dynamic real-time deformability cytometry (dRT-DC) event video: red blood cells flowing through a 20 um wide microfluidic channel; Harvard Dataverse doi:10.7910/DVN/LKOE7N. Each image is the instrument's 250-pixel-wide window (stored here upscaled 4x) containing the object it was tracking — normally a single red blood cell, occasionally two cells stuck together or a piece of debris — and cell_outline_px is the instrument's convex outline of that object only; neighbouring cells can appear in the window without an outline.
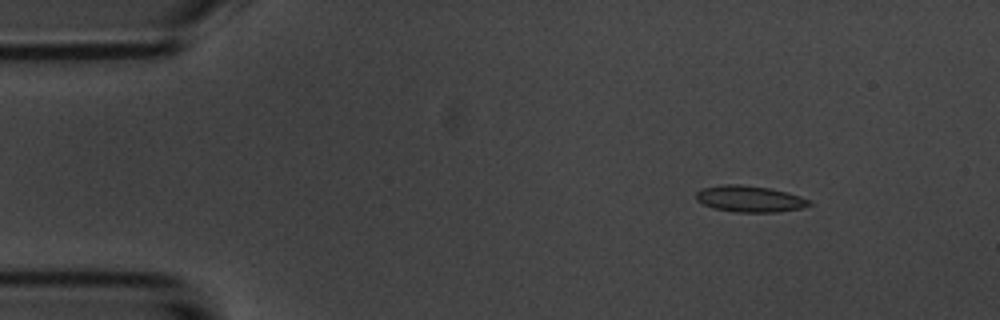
{"species": "common noctule bat (a hibernating species)", "species_latin": "Nyctalus noctula", "temperature_condition": "room temperature", "stored_images_in_passage": 7, "camera_frame_rate_fps": 3000, "um_per_image_px": 0.085, "animal": {"sex": "male", "body_mass_g": 20.1, "forearm_length_mm": 53.5}, "frame": {"image": 1, "passage_image": 2, "time_ms": 1.333, "image_size_px": [1000, 320], "cell_outline_px": [[812, 204], [800, 208], [776, 212], [736, 212], [712, 208], [696, 200], [696, 192], [704, 188], [724, 184], [740, 184], [768, 188], [788, 192], [800, 196], [808, 200]], "centroid_in_image_um": [63.7, 16.9], "position_along_channel_um": 21.3, "area_um2": 17.22}}
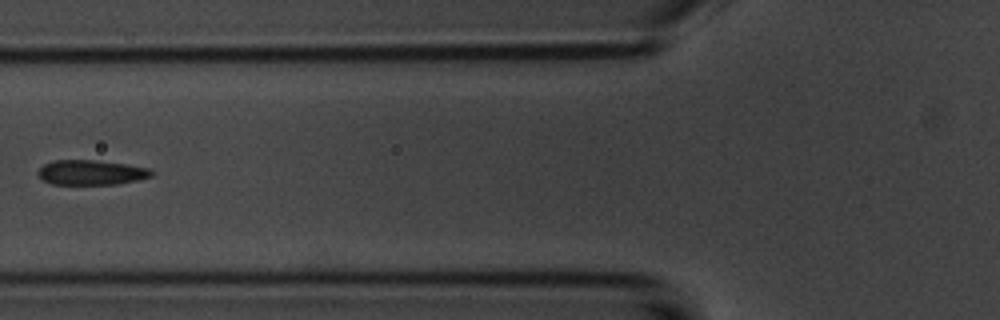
{"frame": {"image": 2, "passage_image": 6, "time_ms": 6.0, "image_size_px": [1000, 320], "cell_outline_px": [[156, 172], [152, 176], [136, 180], [116, 184], [52, 184], [40, 180], [36, 172], [44, 164], [56, 160], [92, 160], [124, 164], [148, 168]], "centroid_in_image_um": [7.71, 14.67], "position_along_channel_um": 118.1, "area_um2": 16.42}}
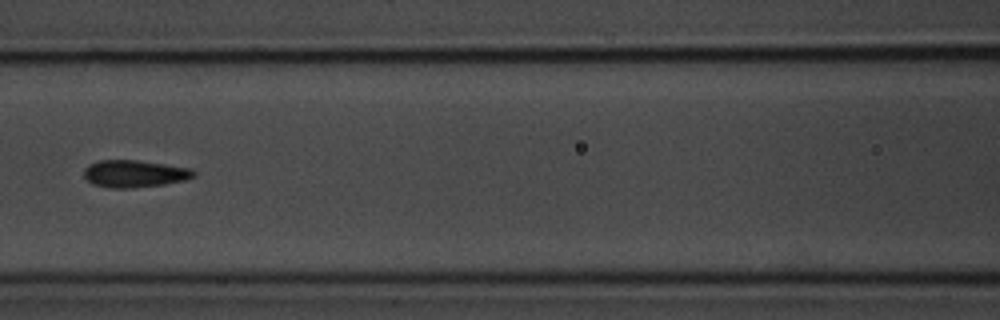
{"frame": {"image": 3, "passage_image": 7, "time_ms": 7.0, "image_size_px": [1000, 320], "cell_outline_px": [[196, 176], [184, 180], [164, 184], [132, 188], [108, 188], [92, 184], [84, 176], [84, 168], [88, 164], [100, 160], [136, 160], [192, 168], [196, 172]], "centroid_in_image_um": [11.42, 14.76], "position_along_channel_um": 155.2, "area_um2": 17.51}}